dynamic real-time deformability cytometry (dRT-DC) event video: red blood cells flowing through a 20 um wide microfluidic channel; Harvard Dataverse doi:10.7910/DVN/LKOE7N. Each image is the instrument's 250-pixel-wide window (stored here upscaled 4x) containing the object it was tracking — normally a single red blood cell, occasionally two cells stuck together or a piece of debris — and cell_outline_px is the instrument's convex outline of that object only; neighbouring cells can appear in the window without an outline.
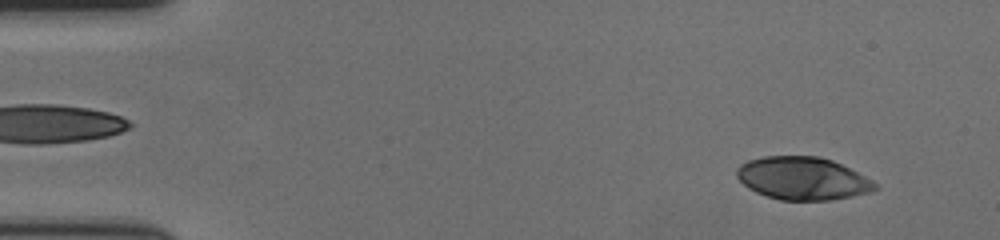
{"species": "human", "species_latin": "Homo sapiens", "temperature_condition": "cold", "stored_images_in_passage": 58, "camera_frame_rate_fps": 3000, "um_per_image_px": 0.085, "donor": {"sex": "female"}, "frame": {"image": 1, "passage_image": 5, "time_ms": 1.333, "image_size_px": [1000, 240], "cell_outline_px": [[880, 188], [868, 192], [852, 196], [832, 200], [780, 200], [756, 192], [748, 188], [736, 176], [736, 168], [740, 164], [748, 160], [764, 156], [820, 156], [832, 160], [872, 180]], "centroid_in_image_um": [68.2, 15.16], "position_along_channel_um": 16.8, "area_um2": 34.39}}
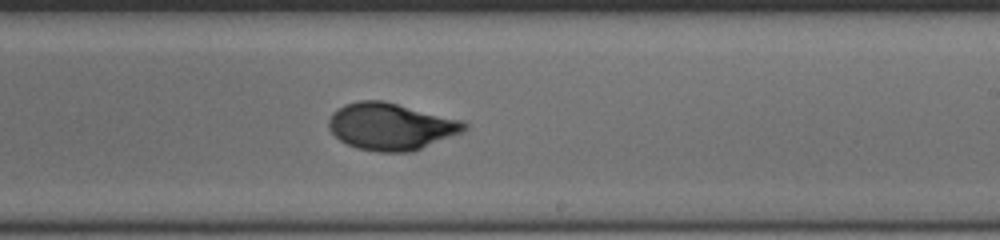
{"frame": {"image": 2, "passage_image": 35, "time_ms": 11.333, "image_size_px": [1000, 240], "cell_outline_px": [[468, 128], [464, 132], [412, 152], [376, 152], [356, 148], [340, 140], [328, 128], [328, 120], [332, 112], [336, 108], [344, 104], [360, 100], [384, 100], [464, 120], [468, 124]], "centroid_in_image_um": [33.25, 10.74], "position_along_channel_um": 255.7, "area_um2": 37.69}}
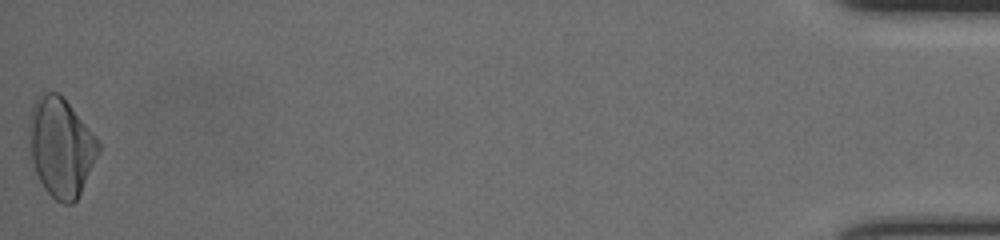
{"frame": {"image": 3, "passage_image": 58, "time_ms": 19.0, "image_size_px": [1000, 240], "cell_outline_px": [[100, 152], [76, 200], [72, 204], [64, 204], [56, 200], [44, 188], [36, 172], [32, 160], [28, 140], [32, 108], [36, 100], [44, 92], [56, 92], [68, 104], [96, 136], [100, 144]], "centroid_in_image_um": [5.19, 12.54], "position_along_channel_um": 430.0, "area_um2": 39.25}, "authors_computed_cell_mechanics": {"area_um2": 36.125, "velocity_mm_per_s": 3.5439, "shape_relaxation_time_tau1_ms": 5.3655, "shape_relaxation_time_tau2_ms": 1.1725, "deformation_change_tau1": 0.1919, "deformation_change_tau2": 0.0438}}